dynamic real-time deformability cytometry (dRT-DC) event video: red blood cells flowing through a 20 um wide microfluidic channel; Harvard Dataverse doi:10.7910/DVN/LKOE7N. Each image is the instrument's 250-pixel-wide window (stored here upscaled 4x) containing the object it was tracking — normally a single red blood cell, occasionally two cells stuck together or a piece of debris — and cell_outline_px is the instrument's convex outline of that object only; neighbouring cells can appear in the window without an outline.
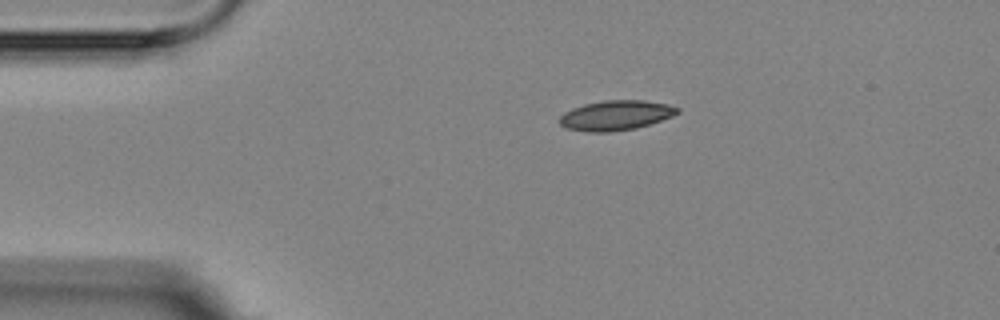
{"species": "Egyptian fruit bat (a non-hibernating species)", "species_latin": "Rousettus aegyptiacus", "temperature_condition": "room temperature", "stored_images_in_passage": 3, "camera_frame_rate_fps": 3000, "um_per_image_px": 0.085, "animal": {"sex": "female"}, "frame": {"image": 1, "passage_image": 1, "time_ms": 0.0, "image_size_px": [1000, 320], "cell_outline_px": [[680, 112], [672, 116], [636, 128], [608, 132], [588, 132], [564, 128], [560, 124], [560, 116], [564, 112], [572, 108], [584, 104], [604, 100], [644, 100], [668, 104], [680, 108]], "centroid_in_image_um": [52.33, 9.8], "position_along_channel_um": 32.7, "area_um2": 20.52}}
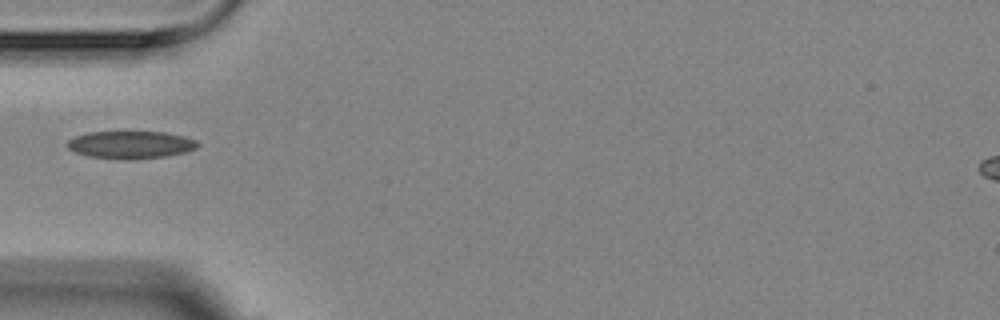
{"frame": {"image": 2, "passage_image": 3, "time_ms": 2.333, "image_size_px": [1000, 320], "cell_outline_px": [[200, 144], [196, 148], [188, 152], [164, 156], [128, 160], [124, 160], [88, 156], [76, 152], [68, 148], [64, 144], [68, 140], [76, 136], [88, 132], [164, 132], [184, 136], [196, 140]], "centroid_in_image_um": [11.11, 12.31], "position_along_channel_um": 73.9, "area_um2": 21.04}}